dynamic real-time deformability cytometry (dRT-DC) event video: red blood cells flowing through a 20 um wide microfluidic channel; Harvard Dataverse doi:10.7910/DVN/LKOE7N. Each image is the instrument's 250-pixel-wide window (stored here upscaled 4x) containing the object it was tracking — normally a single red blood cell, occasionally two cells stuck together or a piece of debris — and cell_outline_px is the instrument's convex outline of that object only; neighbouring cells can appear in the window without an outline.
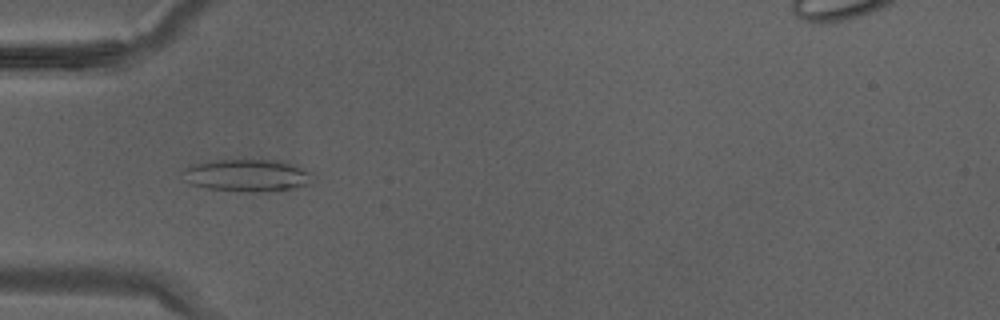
{"species": "Egyptian fruit bat (a non-hibernating species)", "species_latin": "Rousettus aegyptiacus", "temperature_condition": "warm", "stored_images_in_passage": 13, "camera_frame_rate_fps": 3000, "um_per_image_px": 0.085, "animal": {"sex": "male"}, "frame": {"image": 1, "passage_image": 11, "time_ms": 3.333, "image_size_px": [1000, 320], "cell_outline_px": [[312, 184], [288, 188], [256, 192], [240, 192], [208, 188], [192, 184], [188, 180], [184, 168], [208, 160], [272, 160], [288, 164], [312, 172]], "centroid_in_image_um": [21.02, 14.91], "position_along_channel_um": 64.0, "area_um2": 23.81}}